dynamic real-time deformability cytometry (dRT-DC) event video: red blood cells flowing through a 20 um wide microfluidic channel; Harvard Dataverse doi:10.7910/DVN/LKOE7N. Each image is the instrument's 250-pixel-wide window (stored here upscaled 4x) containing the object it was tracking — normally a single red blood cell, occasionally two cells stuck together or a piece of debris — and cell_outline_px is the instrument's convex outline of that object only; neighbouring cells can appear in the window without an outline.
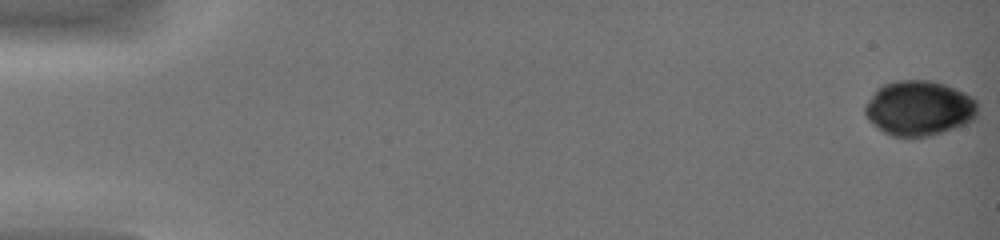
{"species": "common noctule bat (a hibernating species)", "species_latin": "Nyctalus noctula", "temperature_condition": "warm", "stored_images_in_passage": 45, "camera_frame_rate_fps": 3000, "um_per_image_px": 0.085, "animal": {"sex": "female", "body_mass_g": 19.0, "forearm_length_mm": 51.5}, "frame": {"image": 1, "passage_image": 1, "time_ms": 0.0, "image_size_px": [1000, 240], "cell_outline_px": [[976, 116], [968, 124], [928, 136], [892, 136], [884, 132], [868, 120], [864, 116], [864, 104], [876, 88], [884, 84], [896, 80], [928, 80], [944, 84], [964, 92], [976, 100]], "centroid_in_image_um": [78.08, 9.19], "position_along_channel_um": 6.9, "area_um2": 36.18}}
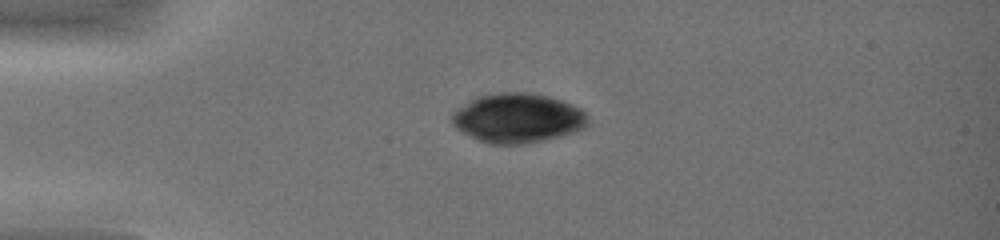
{"frame": {"image": 2, "passage_image": 13, "time_ms": 4.0, "image_size_px": [1000, 240], "cell_outline_px": [[588, 124], [584, 128], [560, 136], [544, 140], [524, 144], [488, 144], [456, 128], [452, 124], [452, 116], [464, 104], [476, 96], [500, 92], [528, 92], [548, 96], [572, 104], [580, 108], [584, 112], [588, 120]], "centroid_in_image_um": [44.02, 10.03], "position_along_channel_um": 41.0, "area_um2": 38.84}}